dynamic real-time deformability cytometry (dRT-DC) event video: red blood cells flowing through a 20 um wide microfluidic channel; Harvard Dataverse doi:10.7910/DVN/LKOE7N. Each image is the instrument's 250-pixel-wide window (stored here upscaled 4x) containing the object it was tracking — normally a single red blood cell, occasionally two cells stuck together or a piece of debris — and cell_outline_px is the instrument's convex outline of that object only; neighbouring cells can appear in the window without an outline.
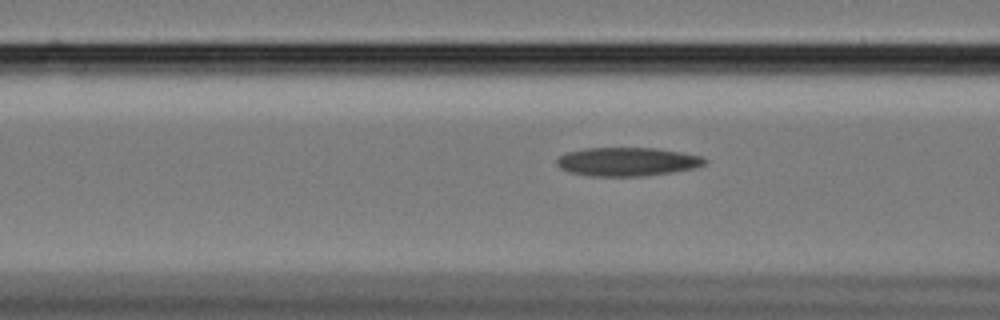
{"species": "Egyptian fruit bat (a non-hibernating species)", "species_latin": "Rousettus aegyptiacus", "temperature_condition": "cold", "stored_images_in_passage": 45, "camera_frame_rate_fps": 3000, "um_per_image_px": 0.085, "animal": {"sex": "female"}, "frame": {"image": 1, "passage_image": 13, "time_ms": 4.0, "image_size_px": [1000, 320], "cell_outline_px": [[708, 160], [704, 164], [692, 168], [668, 172], [640, 176], [592, 176], [568, 172], [560, 168], [556, 164], [556, 160], [560, 156], [568, 152], [584, 148], [656, 148], [680, 152], [700, 156]], "centroid_in_image_um": [53.26, 13.74], "position_along_channel_um": 113.3, "area_um2": 24.39}}
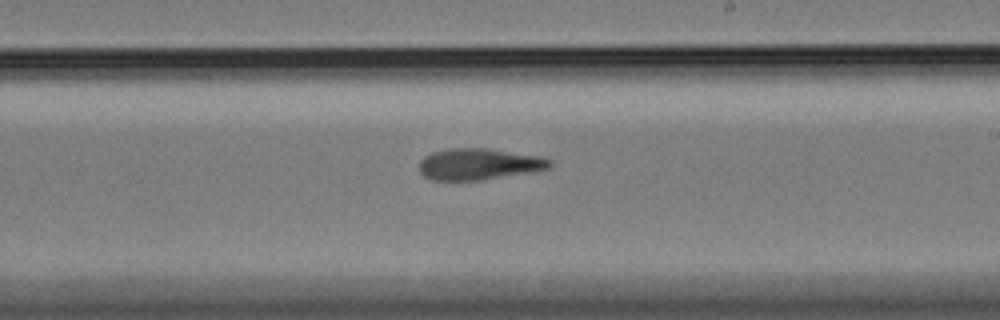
{"frame": {"image": 2, "passage_image": 25, "time_ms": 8.0, "image_size_px": [1000, 320], "cell_outline_px": [[552, 164], [548, 168], [536, 172], [480, 180], [432, 180], [424, 176], [420, 172], [420, 160], [424, 156], [432, 152], [448, 148], [488, 148], [544, 156], [552, 160]], "centroid_in_image_um": [40.76, 13.94], "position_along_channel_um": 248.2, "area_um2": 24.28}}
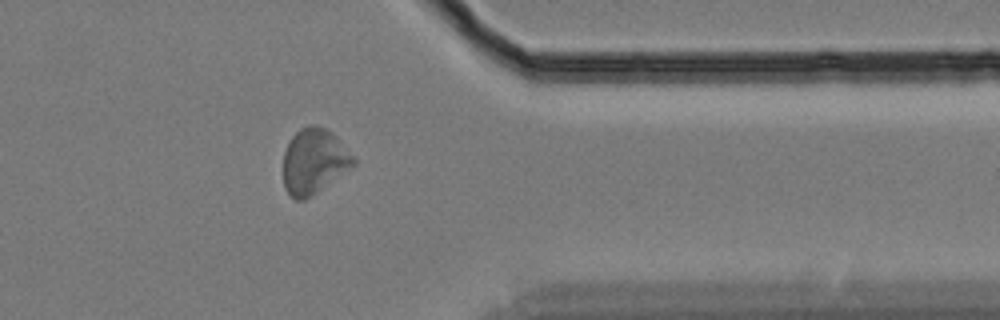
{"frame": {"image": 3, "passage_image": 38, "time_ms": 12.333, "image_size_px": [1000, 320], "cell_outline_px": [[356, 164], [312, 196], [304, 200], [296, 200], [284, 188], [284, 152], [292, 136], [300, 128], [312, 124], [316, 124], [332, 132], [356, 156]], "centroid_in_image_um": [26.72, 13.7], "position_along_channel_um": 384.7, "area_um2": 26.82}}